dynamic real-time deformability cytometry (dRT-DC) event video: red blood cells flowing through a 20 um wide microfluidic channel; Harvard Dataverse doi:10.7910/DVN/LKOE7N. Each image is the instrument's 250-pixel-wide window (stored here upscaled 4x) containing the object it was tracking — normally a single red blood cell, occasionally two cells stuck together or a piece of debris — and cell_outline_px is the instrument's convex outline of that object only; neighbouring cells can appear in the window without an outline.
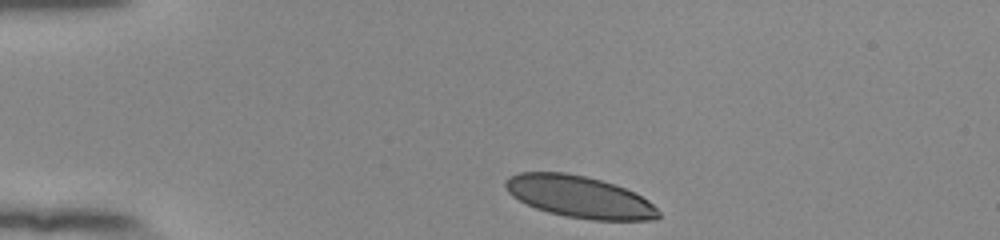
{"species": "human", "species_latin": "Homo sapiens", "temperature_condition": "room temperature", "stored_images_in_passage": 36, "camera_frame_rate_fps": 3000, "um_per_image_px": 0.085, "donor": {"sex": "female"}, "frame": {"image": 1, "passage_image": 1, "time_ms": 0.0, "image_size_px": [1000, 240], "cell_outline_px": [[660, 216], [656, 220], [592, 220], [564, 216], [548, 212], [536, 208], [512, 196], [508, 192], [504, 184], [504, 180], [508, 176], [520, 172], [564, 172], [584, 176], [600, 180], [636, 192], [648, 200], [660, 212]], "centroid_in_image_um": [49.25, 16.73], "position_along_channel_um": 35.8, "area_um2": 37.28}}
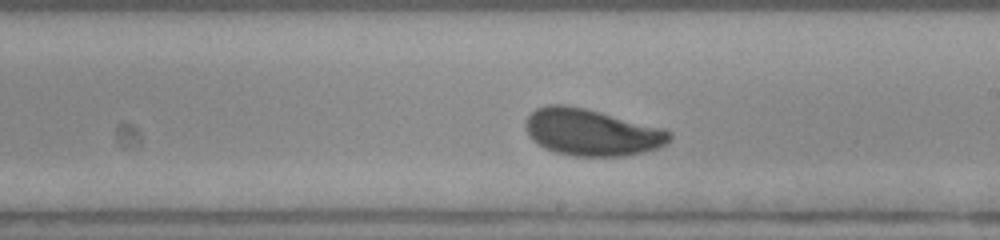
{"frame": {"image": 2, "passage_image": 21, "time_ms": 6.667, "image_size_px": [1000, 240], "cell_outline_px": [[672, 140], [656, 148], [644, 152], [624, 156], [572, 156], [556, 152], [544, 148], [532, 140], [524, 124], [524, 120], [536, 108], [548, 104], [564, 104], [584, 108], [664, 128], [672, 132]], "centroid_in_image_um": [50.28, 11.24], "position_along_channel_um": 238.7, "area_um2": 39.3}}
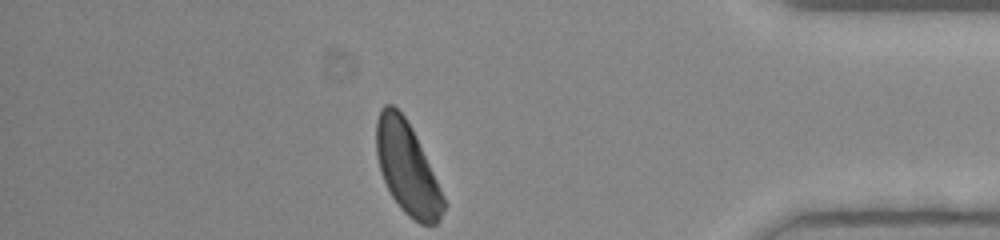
{"frame": {"image": 3, "passage_image": 36, "time_ms": 11.667, "image_size_px": [1000, 240], "cell_outline_px": [[448, 204], [440, 220], [436, 224], [420, 224], [412, 220], [400, 208], [392, 196], [380, 172], [376, 156], [376, 120], [380, 108], [384, 104], [392, 104], [404, 116], [412, 128]], "centroid_in_image_um": [34.61, 14.32], "position_along_channel_um": 400.6, "area_um2": 36.18}, "authors_computed_cell_mechanics": {"area_um2": 38.5815, "velocity_mm_per_s": 3.8518, "shape_relaxation_time_tau1_ms": 2.9968, "shape_relaxation_time_tau2_ms": null, "deformation_change_tau1": 0.1076, "deformation_change_tau2": null}}